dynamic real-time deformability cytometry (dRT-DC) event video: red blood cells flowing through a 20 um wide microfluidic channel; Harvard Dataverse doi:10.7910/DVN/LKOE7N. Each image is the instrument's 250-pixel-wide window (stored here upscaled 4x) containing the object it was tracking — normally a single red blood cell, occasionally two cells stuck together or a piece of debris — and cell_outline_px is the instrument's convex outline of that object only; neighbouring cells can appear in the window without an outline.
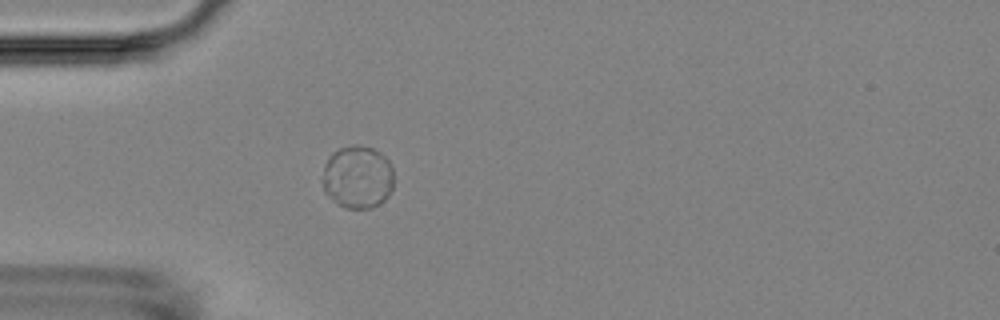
{"species": "Egyptian fruit bat (a non-hibernating species)", "species_latin": "Rousettus aegyptiacus", "temperature_condition": "room temperature", "stored_images_in_passage": 1, "camera_frame_rate_fps": 3000, "um_per_image_px": 0.085, "animal": {"sex": "female"}, "frame": {"image": 1, "passage_image": 1, "time_ms": 0.0, "image_size_px": [1000, 320], "cell_outline_px": [[392, 188], [388, 196], [384, 200], [372, 208], [348, 208], [340, 204], [324, 192], [324, 164], [328, 156], [332, 152], [340, 148], [356, 144], [372, 148], [380, 152], [388, 160], [392, 168]], "centroid_in_image_um": [30.4, 15.03], "position_along_channel_um": 54.6, "area_um2": 25.89}}